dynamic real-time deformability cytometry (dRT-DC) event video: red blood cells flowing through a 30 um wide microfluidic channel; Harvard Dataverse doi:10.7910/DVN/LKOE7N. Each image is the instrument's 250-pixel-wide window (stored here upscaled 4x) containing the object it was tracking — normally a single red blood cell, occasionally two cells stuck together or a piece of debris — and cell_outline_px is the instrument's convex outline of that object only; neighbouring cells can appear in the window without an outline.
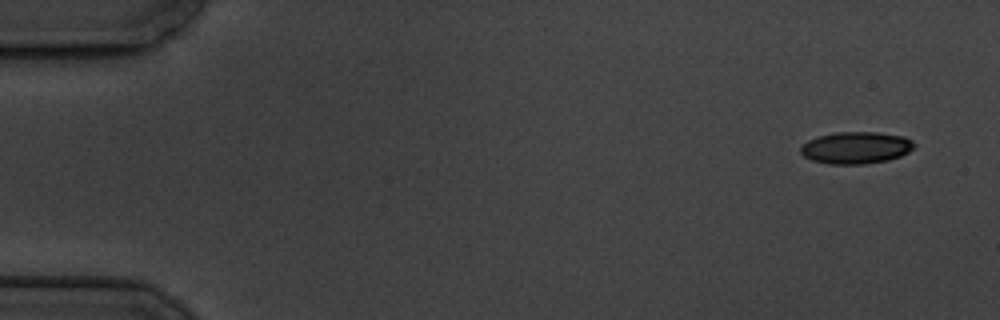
{"species": "common noctule bat (a hibernating species)", "species_latin": "Nyctalus noctula", "temperature_condition": "cold", "stored_images_in_passage": 4, "camera_frame_rate_fps": 3000, "um_per_image_px": 0.085, "animal": {"sex": "male", "body_mass_g": 19.5, "forearm_length_mm": 54.6}, "frame": {"image": 1, "passage_image": 1, "time_ms": 0.0, "image_size_px": [1000, 320], "cell_outline_px": [[916, 144], [908, 152], [900, 156], [888, 160], [864, 164], [828, 164], [812, 160], [804, 156], [800, 152], [800, 148], [808, 140], [820, 136], [836, 132], [876, 132], [904, 136], [912, 140]], "centroid_in_image_um": [72.77, 12.56], "position_along_channel_um": 12.2, "area_um2": 21.1}}